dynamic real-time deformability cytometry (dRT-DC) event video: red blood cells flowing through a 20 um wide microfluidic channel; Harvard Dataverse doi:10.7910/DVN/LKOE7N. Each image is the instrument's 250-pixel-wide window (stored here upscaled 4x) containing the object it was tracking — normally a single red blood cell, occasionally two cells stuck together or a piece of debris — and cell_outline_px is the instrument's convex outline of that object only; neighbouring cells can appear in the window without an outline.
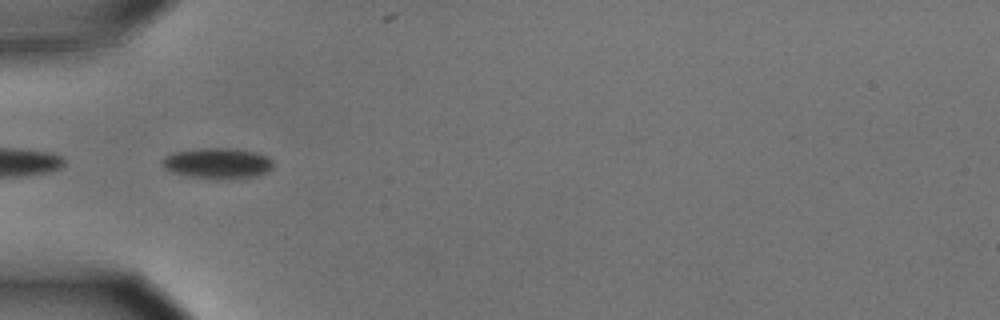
{"species": "common noctule bat (a hibernating species)", "species_latin": "Nyctalus noctula", "temperature_condition": "cold", "stored_images_in_passage": 5, "segment_of_instrument_passage": [2, 2], "camera_frame_rate_fps": 3000, "um_per_image_px": 0.085, "animal": {"sex": "male", "body_mass_g": 15.6}, "frame": {"image": 1, "passage_image": 5, "time_ms": 1.333, "image_size_px": [1000, 320], "cell_outline_px": [[272, 168], [256, 176], [228, 180], [188, 176], [172, 172], [164, 168], [164, 156], [176, 152], [196, 148], [236, 148], [256, 152], [268, 156], [272, 160]], "centroid_in_image_um": [18.52, 13.87], "position_along_channel_um": 66.5, "area_um2": 19.88}}